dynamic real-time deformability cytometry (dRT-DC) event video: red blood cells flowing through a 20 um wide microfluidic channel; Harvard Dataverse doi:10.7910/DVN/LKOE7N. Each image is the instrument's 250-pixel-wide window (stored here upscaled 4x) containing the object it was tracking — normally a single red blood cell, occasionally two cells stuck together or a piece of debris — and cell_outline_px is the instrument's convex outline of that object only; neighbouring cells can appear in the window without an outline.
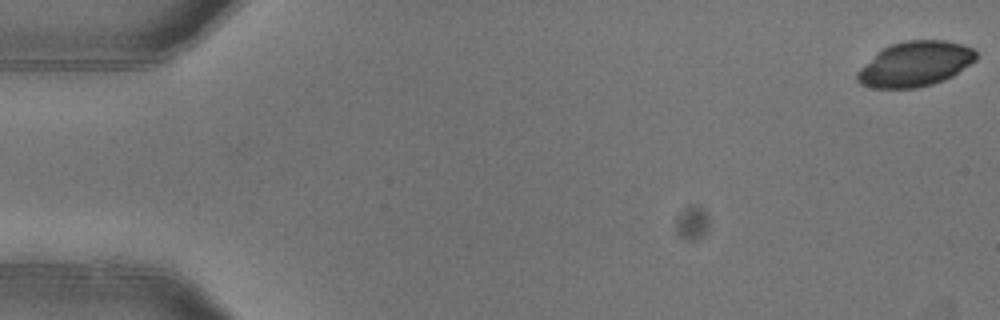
{"species": "common noctule bat (a hibernating species)", "species_latin": "Nyctalus noctula", "temperature_condition": "warm", "stored_images_in_passage": 6, "camera_frame_rate_fps": 3000, "um_per_image_px": 0.085, "animal": {"sex": "female"}, "frame": {"image": 1, "passage_image": 1, "time_ms": 0.0, "image_size_px": [1000, 320], "cell_outline_px": [[976, 60], [952, 76], [944, 80], [932, 84], [916, 88], [872, 88], [860, 84], [856, 80], [856, 72], [860, 68], [884, 48], [892, 44], [904, 40], [944, 40], [964, 44], [972, 48], [976, 52]], "centroid_in_image_um": [77.79, 5.44], "position_along_channel_um": 7.2, "area_um2": 31.04}}